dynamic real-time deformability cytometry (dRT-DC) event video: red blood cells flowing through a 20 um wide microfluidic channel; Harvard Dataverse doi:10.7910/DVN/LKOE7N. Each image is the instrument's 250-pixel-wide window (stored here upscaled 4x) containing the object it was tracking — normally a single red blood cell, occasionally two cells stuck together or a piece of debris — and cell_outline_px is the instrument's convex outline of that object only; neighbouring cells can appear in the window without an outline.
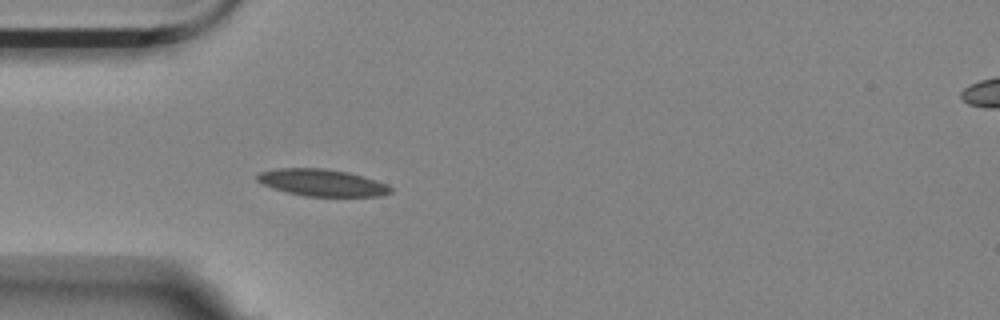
{"species": "Egyptian fruit bat (a non-hibernating species)", "species_latin": "Rousettus aegyptiacus", "temperature_condition": "room temperature", "stored_images_in_passage": 4, "camera_frame_rate_fps": 3000, "um_per_image_px": 0.085, "animal": {"sex": "female"}, "frame": {"image": 1, "passage_image": 4, "time_ms": 3.667, "image_size_px": [1000, 320], "cell_outline_px": [[392, 192], [380, 196], [304, 196], [272, 188], [256, 180], [256, 176], [260, 172], [276, 168], [324, 168], [348, 172], [376, 180], [388, 184], [392, 188]], "centroid_in_image_um": [27.38, 15.52], "position_along_channel_um": 57.6, "area_um2": 20.92}}